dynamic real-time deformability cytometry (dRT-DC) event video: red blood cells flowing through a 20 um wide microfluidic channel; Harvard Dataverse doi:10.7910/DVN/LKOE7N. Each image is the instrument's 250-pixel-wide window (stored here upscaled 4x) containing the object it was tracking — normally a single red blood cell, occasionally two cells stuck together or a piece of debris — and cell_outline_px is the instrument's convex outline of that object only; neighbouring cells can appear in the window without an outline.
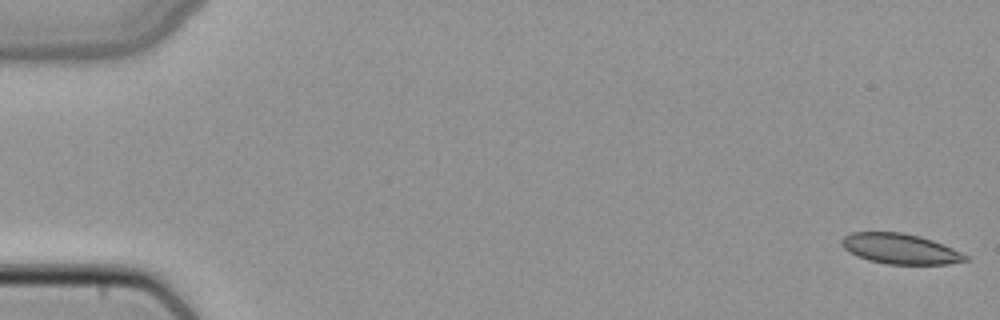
{"species": "common noctule bat (a hibernating species)", "species_latin": "Nyctalus noctula", "temperature_condition": "cold", "stored_images_in_passage": 50, "camera_frame_rate_fps": 3000, "um_per_image_px": 0.085, "animal": {"sex": "female", "body_mass_g": 22.7, "forearm_length_mm": 54.2}, "frame": {"image": 1, "passage_image": 1, "time_ms": 0.0, "image_size_px": [1000, 320], "cell_outline_px": [[972, 260], [948, 264], [888, 264], [868, 260], [856, 256], [848, 252], [840, 244], [840, 240], [844, 236], [852, 232], [900, 232], [920, 236], [944, 244], [968, 256]], "centroid_in_image_um": [76.51, 21.15], "position_along_channel_um": 8.5, "area_um2": 22.02}}
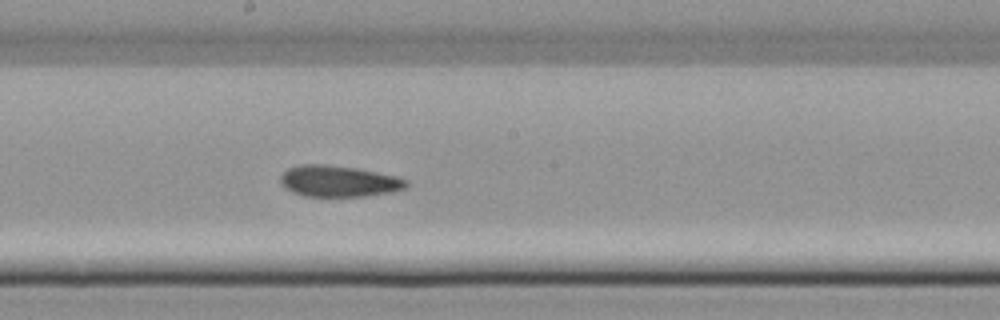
{"frame": {"image": 2, "passage_image": 28, "time_ms": 9.0, "image_size_px": [1000, 320], "cell_outline_px": [[408, 188], [392, 192], [364, 196], [304, 196], [292, 192], [280, 184], [280, 176], [288, 168], [300, 164], [324, 164], [356, 168], [396, 176], [408, 180]], "centroid_in_image_um": [28.79, 15.4], "position_along_channel_um": 219.4, "area_um2": 23.0}}
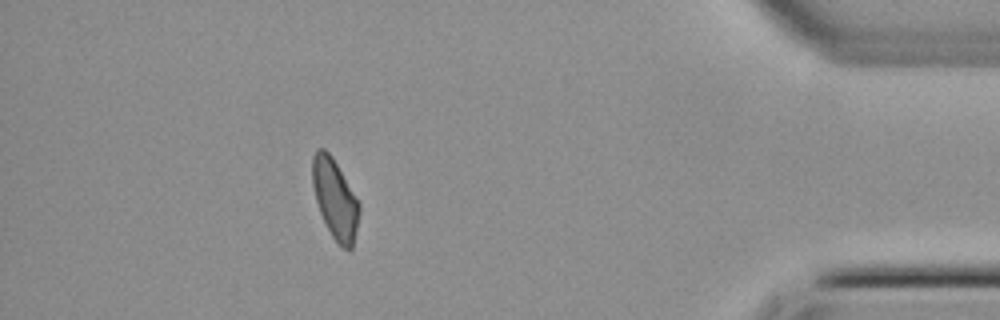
{"frame": {"image": 3, "passage_image": 45, "time_ms": 14.667, "image_size_px": [1000, 320], "cell_outline_px": [[360, 212], [352, 248], [340, 248], [336, 244], [320, 212], [316, 200], [312, 184], [312, 156], [316, 148], [324, 148], [332, 156], [360, 204]], "centroid_in_image_um": [28.46, 16.9], "position_along_channel_um": 406.7, "area_um2": 21.62}}